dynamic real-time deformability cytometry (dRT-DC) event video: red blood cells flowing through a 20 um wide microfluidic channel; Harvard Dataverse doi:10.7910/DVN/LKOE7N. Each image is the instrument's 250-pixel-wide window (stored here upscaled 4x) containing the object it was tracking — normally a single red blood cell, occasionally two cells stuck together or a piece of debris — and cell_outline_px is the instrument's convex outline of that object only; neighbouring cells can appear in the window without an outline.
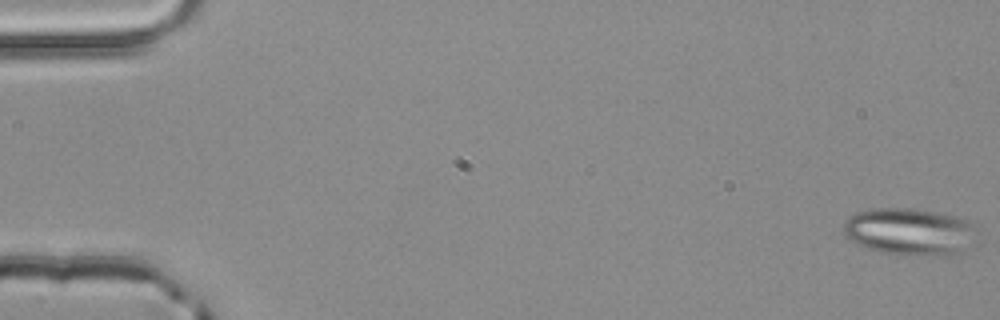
{"species": "common noctule bat (a hibernating species)", "species_latin": "Nyctalus noctula", "temperature_condition": "room temperature", "stored_images_in_passage": 4, "camera_frame_rate_fps": 3000, "um_per_image_px": 0.085, "animal": {"sex": "male", "body_mass_g": 20.4}, "frame": {"image": 1, "passage_image": 1, "time_ms": 0.0, "image_size_px": [1000, 320], "cell_outline_px": [[980, 240], [976, 244], [952, 256], [936, 256], [880, 252], [856, 244], [844, 236], [844, 224], [848, 216], [856, 212], [872, 208], [912, 208], [936, 212], [956, 216], [968, 220], [976, 224]], "centroid_in_image_um": [77.42, 19.69], "position_along_channel_um": 7.6, "area_um2": 37.63}}